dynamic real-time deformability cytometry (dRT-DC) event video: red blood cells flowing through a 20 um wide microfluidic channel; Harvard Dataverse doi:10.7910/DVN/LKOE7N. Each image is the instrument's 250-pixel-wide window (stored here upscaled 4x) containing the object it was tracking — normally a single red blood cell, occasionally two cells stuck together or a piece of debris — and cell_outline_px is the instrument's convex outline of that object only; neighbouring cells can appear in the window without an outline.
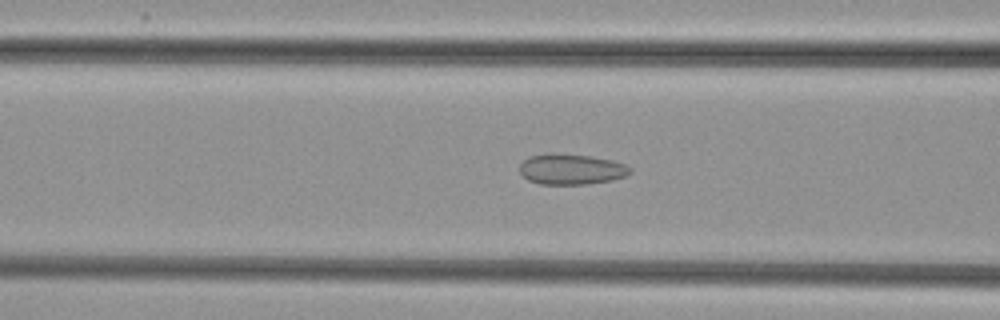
{"species": "common noctule bat (a hibernating species)", "species_latin": "Nyctalus noctula", "temperature_condition": "cold", "stored_images_in_passage": 52, "camera_frame_rate_fps": 3000, "um_per_image_px": 0.085, "animal": {"sex": "female", "body_mass_g": 29.2, "forearm_length_mm": 56.3}, "frame": {"image": 1, "passage_image": 21, "time_ms": 6.667, "image_size_px": [1000, 320], "cell_outline_px": [[632, 172], [628, 176], [612, 180], [584, 184], [540, 184], [528, 180], [520, 172], [520, 164], [528, 156], [552, 152], [588, 156], [612, 160], [624, 164], [632, 168]], "centroid_in_image_um": [48.56, 14.38], "position_along_channel_um": 118.0, "area_um2": 19.83}}
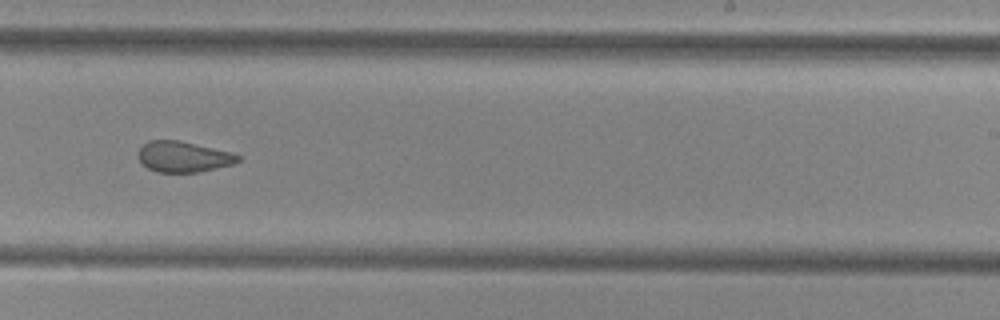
{"frame": {"image": 2, "passage_image": 33, "time_ms": 10.667, "image_size_px": [1000, 320], "cell_outline_px": [[240, 160], [232, 164], [200, 172], [156, 172], [148, 168], [136, 156], [136, 152], [148, 140], [176, 140], [232, 152], [240, 156]], "centroid_in_image_um": [15.56, 13.32], "position_along_channel_um": 273.4, "area_um2": 17.8}}
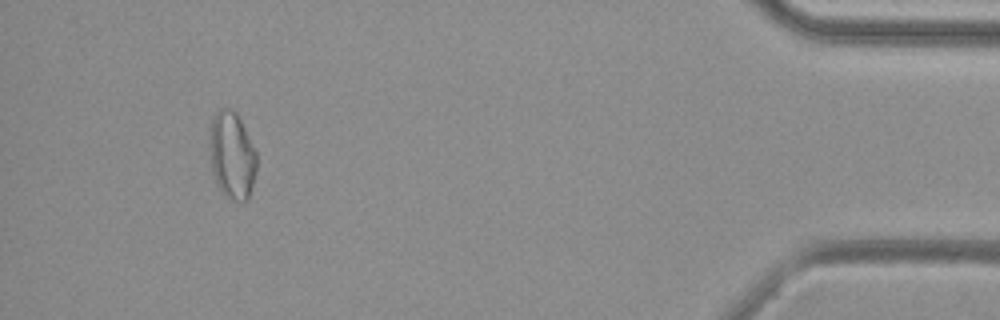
{"frame": {"image": 3, "passage_image": 49, "time_ms": 16.0, "image_size_px": [1000, 320], "cell_outline_px": [[256, 172], [248, 200], [244, 204], [240, 204], [224, 196], [216, 184], [212, 172], [208, 152], [208, 128], [216, 112], [220, 108], [228, 108], [236, 112], [256, 152]], "centroid_in_image_um": [19.67, 13.25], "position_along_channel_um": 415.5, "area_um2": 24.62}}